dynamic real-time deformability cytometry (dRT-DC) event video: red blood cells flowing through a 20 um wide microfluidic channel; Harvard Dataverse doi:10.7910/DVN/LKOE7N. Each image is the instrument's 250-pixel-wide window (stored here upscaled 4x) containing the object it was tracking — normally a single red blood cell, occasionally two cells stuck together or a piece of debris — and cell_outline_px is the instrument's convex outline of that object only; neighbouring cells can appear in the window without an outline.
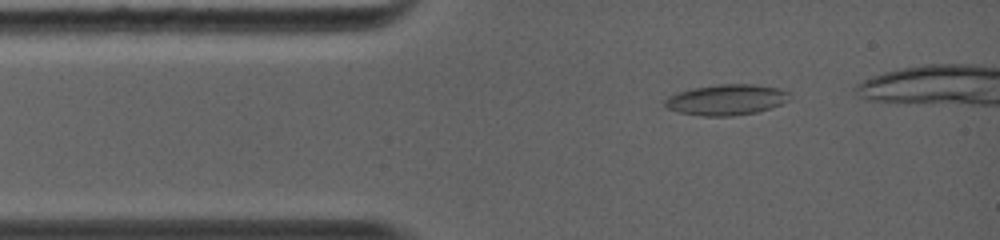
{"species": "common noctule bat (a hibernating species)", "species_latin": "Nyctalus noctula", "temperature_condition": "warm", "stored_images_in_passage": 28, "camera_frame_rate_fps": 5000, "um_per_image_px": 0.085, "animal": {"sex": "female", "body_mass_g": 19.0, "forearm_length_mm": 56.7}, "frame": {"image": 1, "passage_image": 2, "time_ms": 0.6, "image_size_px": [1000, 240], "cell_outline_px": [[792, 100], [772, 108], [756, 112], [732, 116], [700, 116], [680, 112], [668, 108], [664, 104], [664, 100], [668, 96], [692, 88], [716, 84], [756, 84], [780, 88], [792, 92]], "centroid_in_image_um": [61.84, 8.47], "position_along_channel_um": 23.2, "area_um2": 22.72}}
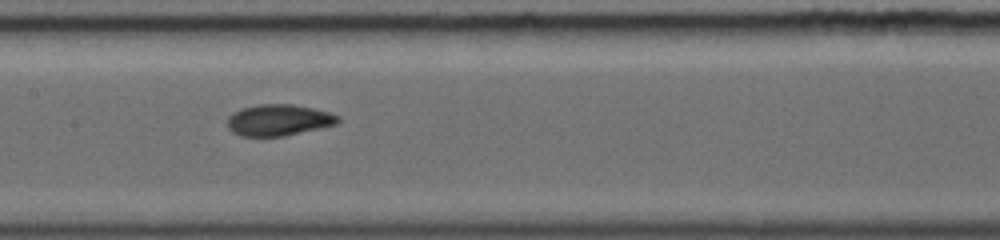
{"frame": {"image": 2, "passage_image": 10, "time_ms": 4.8, "image_size_px": [1000, 240], "cell_outline_px": [[340, 120], [336, 124], [284, 136], [240, 136], [232, 132], [228, 128], [228, 116], [232, 112], [240, 108], [256, 104], [292, 104], [312, 108], [328, 112], [340, 116]], "centroid_in_image_um": [23.64, 10.2], "position_along_channel_um": 183.8, "area_um2": 20.23}}
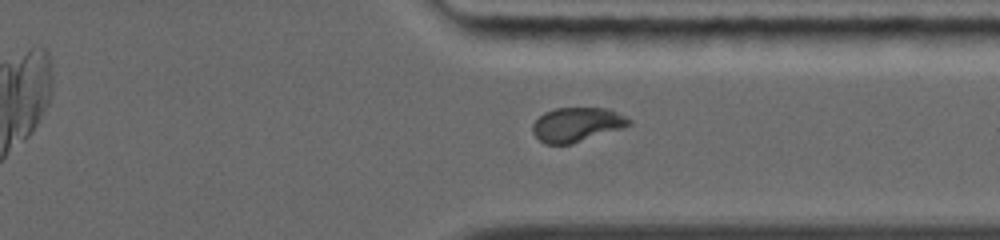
{"frame": {"image": 3, "passage_image": 20, "time_ms": 8.8, "image_size_px": [1000, 240], "cell_outline_px": [[632, 124], [624, 128], [572, 144], [544, 144], [532, 132], [532, 124], [544, 112], [556, 108], [608, 108], [632, 120]], "centroid_in_image_um": [49.04, 10.59], "position_along_channel_um": 362.4, "area_um2": 19.36}}